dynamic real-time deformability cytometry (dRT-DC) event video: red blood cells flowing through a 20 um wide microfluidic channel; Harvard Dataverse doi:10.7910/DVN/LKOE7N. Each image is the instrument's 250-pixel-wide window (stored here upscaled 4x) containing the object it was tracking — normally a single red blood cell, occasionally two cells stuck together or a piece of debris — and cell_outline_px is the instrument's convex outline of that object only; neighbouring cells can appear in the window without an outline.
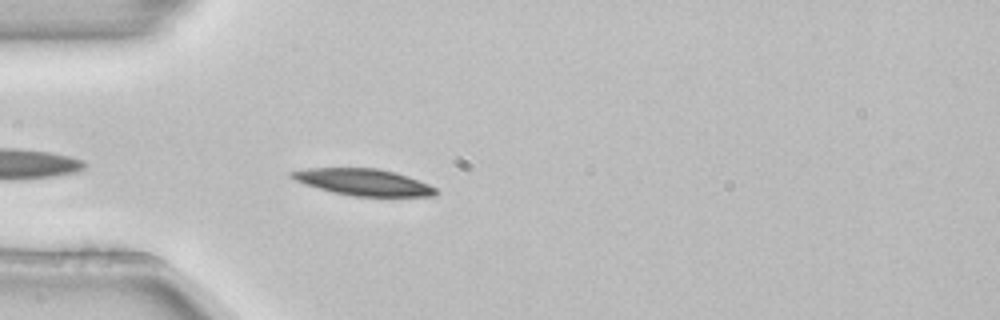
{"species": "common noctule bat (a hibernating species)", "species_latin": "Nyctalus noctula", "temperature_condition": "room temperature", "stored_images_in_passage": 3, "camera_frame_rate_fps": 3000, "um_per_image_px": 0.085, "animal": {"sex": "female", "body_mass_g": 22.7, "forearm_length_mm": 54.2}, "frame": {"image": 1, "passage_image": 3, "time_ms": 0.667, "image_size_px": [1000, 320], "cell_outline_px": [[440, 192], [436, 196], [352, 196], [332, 192], [304, 184], [288, 176], [288, 172], [308, 168], [376, 168], [396, 172], [408, 176], [428, 184], [436, 188]], "centroid_in_image_um": [30.89, 15.48], "position_along_channel_um": 54.1, "area_um2": 22.43}}